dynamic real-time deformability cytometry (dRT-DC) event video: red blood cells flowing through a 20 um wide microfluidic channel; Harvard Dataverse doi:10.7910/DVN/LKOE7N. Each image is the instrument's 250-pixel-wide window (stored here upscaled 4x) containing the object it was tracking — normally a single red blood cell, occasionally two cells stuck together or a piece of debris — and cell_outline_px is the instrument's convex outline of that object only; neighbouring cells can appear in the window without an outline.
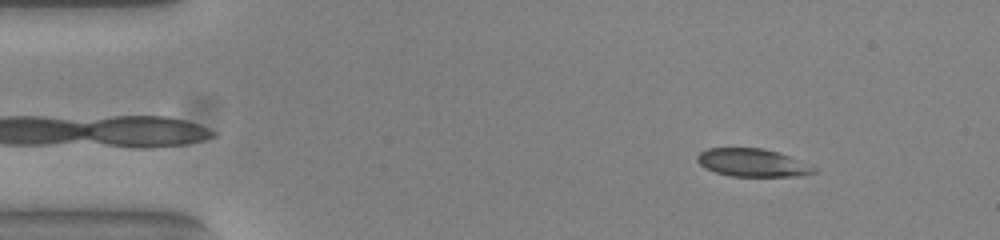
{"species": "common noctule bat (a hibernating species)", "species_latin": "Nyctalus noctula", "temperature_condition": "warm", "stored_images_in_passage": 53, "camera_frame_rate_fps": 3000, "um_per_image_px": 0.085, "animal": {"sex": "female", "body_mass_g": 23.0, "forearm_length_mm": 53.4}, "frame": {"image": 1, "passage_image": 6, "time_ms": 1.667, "image_size_px": [1000, 240], "cell_outline_px": [[820, 168], [816, 172], [796, 176], [732, 176], [716, 172], [704, 168], [696, 160], [696, 156], [700, 152], [708, 148], [764, 148], [788, 156]], "centroid_in_image_um": [63.96, 13.83], "position_along_channel_um": 21.0, "area_um2": 18.96}}
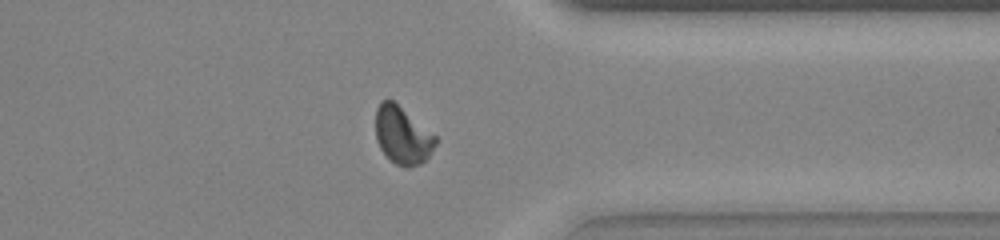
{"frame": {"image": 2, "passage_image": 41, "time_ms": 13.333, "image_size_px": [1000, 240], "cell_outline_px": [[436, 144], [432, 152], [420, 164], [408, 168], [404, 168], [396, 164], [380, 148], [376, 140], [376, 108], [380, 100], [392, 100], [436, 136]], "centroid_in_image_um": [34.2, 11.51], "position_along_channel_um": 377.2, "area_um2": 19.83}}
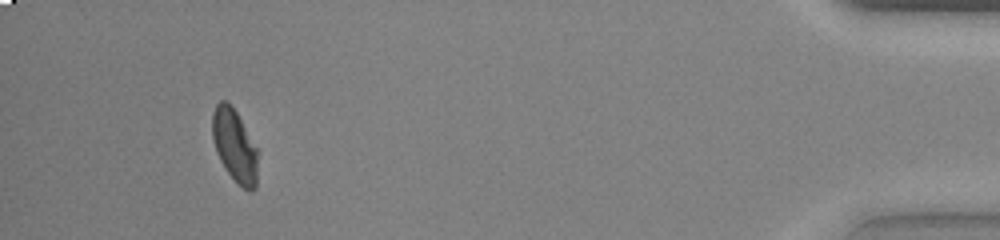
{"frame": {"image": 3, "passage_image": 49, "time_ms": 16.0, "image_size_px": [1000, 240], "cell_outline_px": [[256, 188], [252, 192], [248, 192], [224, 168], [216, 152], [212, 140], [212, 112], [216, 104], [220, 100], [228, 100], [236, 112], [256, 148]], "centroid_in_image_um": [19.9, 12.35], "position_along_channel_um": 415.3, "area_um2": 18.96}, "authors_computed_cell_mechanics": {"area_um2": 19.8832, "velocity_mm_per_s": 3.8344, "shape_relaxation_time_tau1_ms": 4.4579, "shape_relaxation_time_tau2_ms": 0.7827, "deformation_change_tau1": 0.1709, "deformation_change_tau2": 0.0543}}